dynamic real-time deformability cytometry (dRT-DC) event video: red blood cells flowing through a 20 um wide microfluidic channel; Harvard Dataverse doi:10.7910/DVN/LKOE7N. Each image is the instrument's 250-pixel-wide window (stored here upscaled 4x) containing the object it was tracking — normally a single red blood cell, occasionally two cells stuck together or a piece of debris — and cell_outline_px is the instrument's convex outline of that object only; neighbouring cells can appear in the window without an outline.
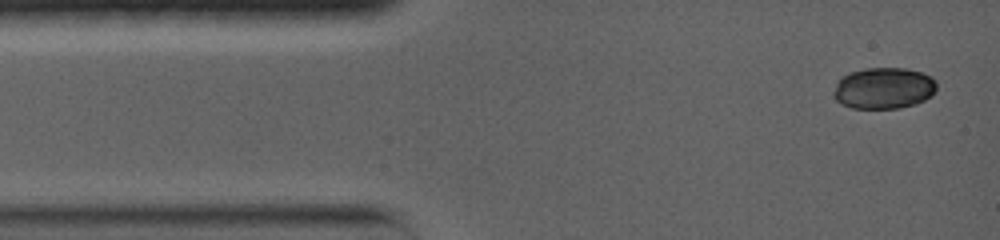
{"species": "common noctule bat (a hibernating species)", "species_latin": "Nyctalus noctula", "temperature_condition": "warm", "stored_images_in_passage": 26, "camera_frame_rate_fps": 5000, "um_per_image_px": 0.085, "animal": {"sex": "female", "body_mass_g": 19.0, "forearm_length_mm": 56.7}, "frame": {"image": 1, "passage_image": 1, "time_ms": 0.0, "image_size_px": [1000, 240], "cell_outline_px": [[936, 92], [932, 96], [916, 104], [900, 108], [852, 108], [840, 104], [836, 100], [832, 92], [840, 76], [848, 72], [864, 68], [904, 68], [920, 72], [932, 76], [936, 80]], "centroid_in_image_um": [75.11, 7.49], "position_along_channel_um": 9.9, "area_um2": 25.26}}
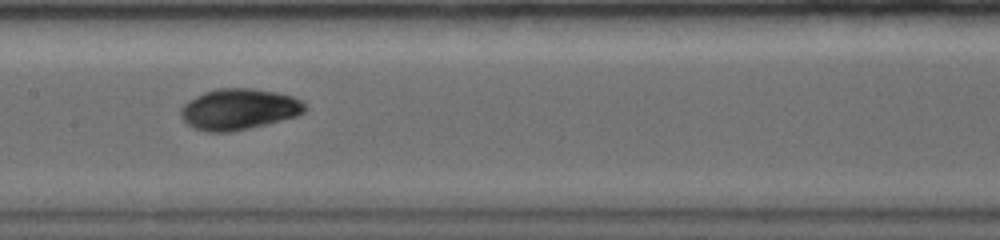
{"frame": {"image": 2, "passage_image": 14, "time_ms": 6.4, "image_size_px": [1000, 240], "cell_outline_px": [[308, 108], [304, 112], [296, 116], [232, 132], [204, 132], [192, 128], [180, 116], [180, 108], [188, 100], [204, 92], [216, 88], [252, 88], [276, 92], [292, 96], [300, 100]], "centroid_in_image_um": [20.26, 9.28], "position_along_channel_um": 187.1, "area_um2": 29.71}}
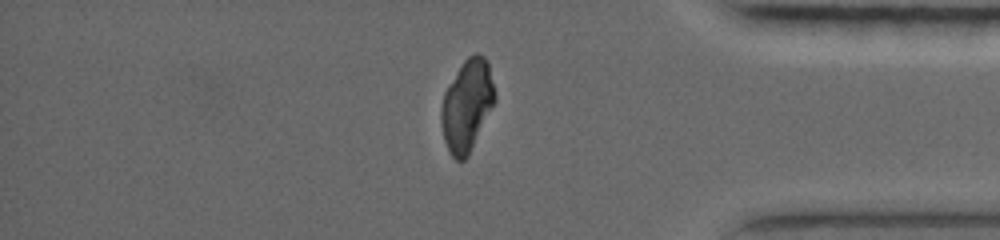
{"frame": {"image": 3, "passage_image": 26, "time_ms": 12.4, "image_size_px": [1000, 240], "cell_outline_px": [[496, 100], [468, 156], [464, 160], [456, 160], [452, 156], [444, 140], [440, 120], [440, 108], [444, 92], [456, 72], [464, 60], [468, 56], [476, 52], [484, 56], [488, 64], [496, 96]], "centroid_in_image_um": [39.68, 8.96], "position_along_channel_um": 395.5, "area_um2": 28.5}, "authors_computed_cell_mechanics": {"area_um2": 28.6688, "velocity_mm_per_s": 3.7858, "shape_relaxation_time_tau1_ms": 5.5677, "shape_relaxation_time_tau2_ms": null, "deformation_change_tau1": 0.1594, "deformation_change_tau2": null}}